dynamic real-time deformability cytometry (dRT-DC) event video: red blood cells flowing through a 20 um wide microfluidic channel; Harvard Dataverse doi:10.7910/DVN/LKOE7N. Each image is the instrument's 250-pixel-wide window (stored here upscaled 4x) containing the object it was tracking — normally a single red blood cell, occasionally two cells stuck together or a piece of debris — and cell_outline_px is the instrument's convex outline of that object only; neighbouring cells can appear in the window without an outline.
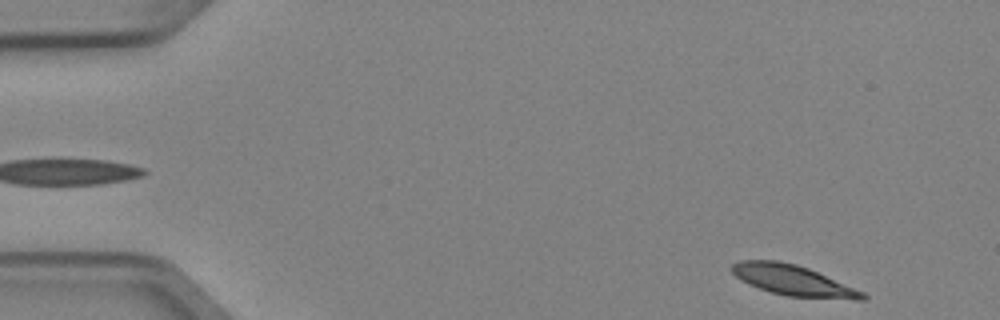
{"species": "Egyptian fruit bat (a non-hibernating species)", "species_latin": "Rousettus aegyptiacus", "temperature_condition": "cold", "stored_images_in_passage": 5, "segment_of_instrument_passage": [2, 2], "camera_frame_rate_fps": 3000, "um_per_image_px": 0.085, "animal": {"sex": "female"}, "frame": {"image": 1, "passage_image": 5, "time_ms": 1.333, "image_size_px": [1000, 320], "cell_outline_px": [[868, 300], [856, 300], [788, 296], [772, 292], [748, 284], [740, 280], [728, 268], [732, 264], [740, 260], [776, 260], [796, 264], [808, 268], [864, 292], [868, 296]], "centroid_in_image_um": [67.4, 23.83], "position_along_channel_um": 17.6, "area_um2": 23.24}}